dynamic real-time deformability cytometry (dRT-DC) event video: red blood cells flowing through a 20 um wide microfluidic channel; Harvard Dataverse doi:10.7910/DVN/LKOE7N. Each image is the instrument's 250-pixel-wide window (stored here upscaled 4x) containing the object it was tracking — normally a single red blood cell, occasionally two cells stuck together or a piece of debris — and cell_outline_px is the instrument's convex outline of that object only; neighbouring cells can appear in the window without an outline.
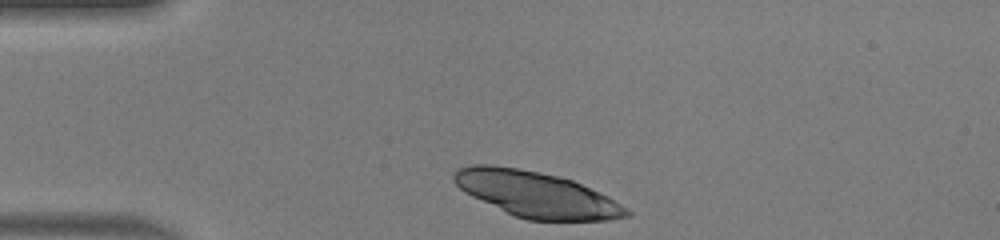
{"species": "human", "species_latin": "Homo sapiens", "temperature_condition": "warm", "stored_images_in_passage": 32, "camera_frame_rate_fps": 3000, "um_per_image_px": 0.085, "donor": {"sex": "male"}, "frame": {"image": 1, "passage_image": 1, "time_ms": 0.0, "image_size_px": [1000, 240], "cell_outline_px": [[632, 216], [608, 220], [528, 220], [516, 216], [472, 196], [464, 192], [452, 180], [452, 176], [460, 168], [472, 164], [492, 164], [520, 168], [556, 176], [572, 180], [608, 196], [632, 212]], "centroid_in_image_um": [45.59, 16.51], "position_along_channel_um": 39.4, "area_um2": 45.49}}
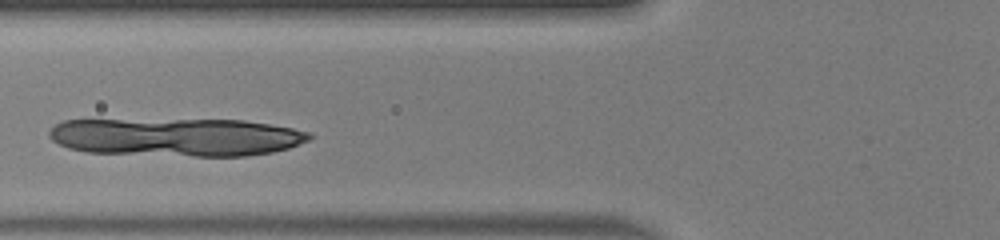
{"frame": {"image": 2, "passage_image": 9, "time_ms": 2.667, "image_size_px": [1000, 240], "cell_outline_px": [[312, 140], [288, 148], [272, 152], [244, 156], [196, 156], [88, 152], [68, 148], [52, 140], [48, 136], [48, 132], [56, 124], [64, 120], [244, 120], [292, 128], [312, 132]], "centroid_in_image_um": [15.03, 11.65], "position_along_channel_um": 110.8, "area_um2": 57.74}}